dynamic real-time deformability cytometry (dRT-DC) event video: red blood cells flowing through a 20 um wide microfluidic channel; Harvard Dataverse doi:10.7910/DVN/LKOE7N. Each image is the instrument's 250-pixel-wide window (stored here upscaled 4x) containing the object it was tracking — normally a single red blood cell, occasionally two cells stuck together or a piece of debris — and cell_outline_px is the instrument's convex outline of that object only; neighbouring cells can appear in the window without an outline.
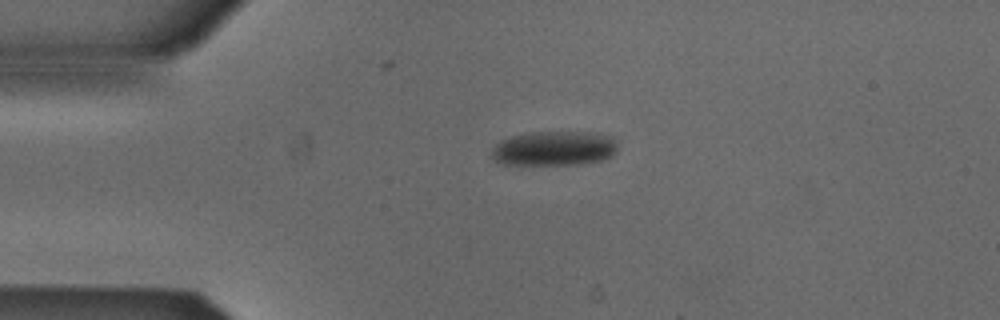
{"species": "Egyptian fruit bat (a non-hibernating species)", "species_latin": "Rousettus aegyptiacus", "temperature_condition": "cold", "stored_images_in_passage": 5, "camera_frame_rate_fps": 3000, "um_per_image_px": 0.085, "animal": {"sex": "male"}, "frame": {"image": 1, "passage_image": 1, "time_ms": 0.0, "image_size_px": [1000, 320], "cell_outline_px": [[616, 152], [612, 156], [600, 160], [580, 164], [504, 164], [496, 160], [492, 156], [492, 148], [500, 140], [512, 136], [532, 132], [588, 132], [612, 136], [616, 140]], "centroid_in_image_um": [47.12, 12.6], "position_along_channel_um": 37.9, "area_um2": 25.26}}